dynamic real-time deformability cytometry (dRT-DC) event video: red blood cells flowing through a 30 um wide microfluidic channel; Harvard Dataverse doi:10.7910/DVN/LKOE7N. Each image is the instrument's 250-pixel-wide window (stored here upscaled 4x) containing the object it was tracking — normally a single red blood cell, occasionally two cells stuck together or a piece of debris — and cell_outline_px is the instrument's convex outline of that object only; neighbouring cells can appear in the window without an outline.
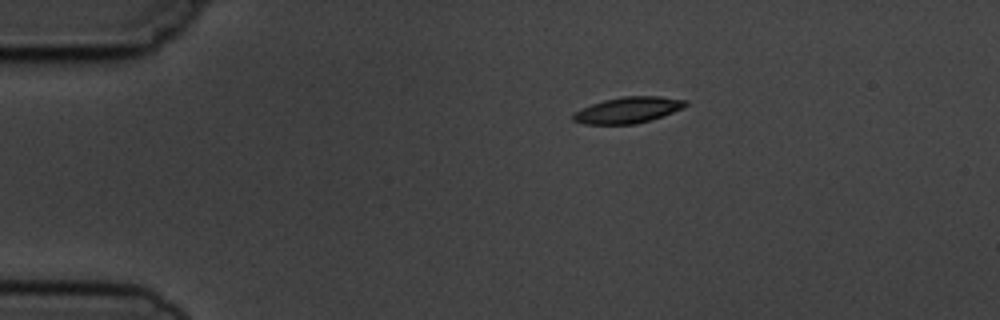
{"species": "common noctule bat (a hibernating species)", "species_latin": "Nyctalus noctula", "temperature_condition": "cold", "stored_images_in_passage": 3, "camera_frame_rate_fps": 3000, "um_per_image_px": 0.085, "animal": {"sex": "male", "body_mass_g": 19.5, "forearm_length_mm": 54.6}, "frame": {"image": 1, "passage_image": 1, "time_ms": 0.0, "image_size_px": [1000, 320], "cell_outline_px": [[688, 104], [684, 108], [652, 120], [636, 124], [584, 124], [572, 120], [572, 112], [592, 104], [604, 100], [624, 96], [660, 96], [688, 100]], "centroid_in_image_um": [53.4, 9.35], "position_along_channel_um": 31.6, "area_um2": 17.28}}
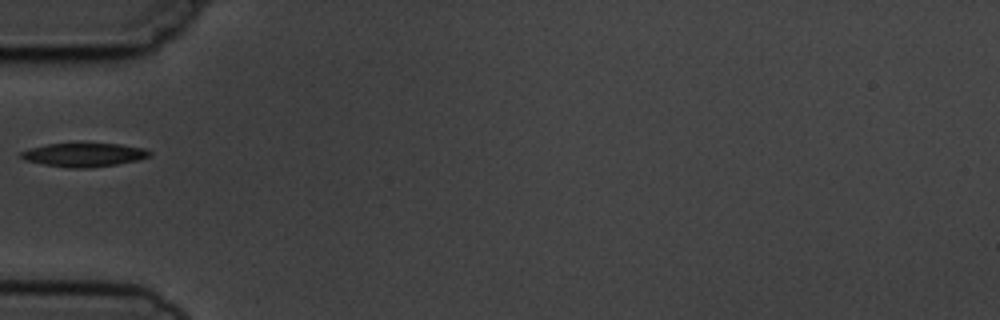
{"frame": {"image": 2, "passage_image": 3, "time_ms": 2.667, "image_size_px": [1000, 320], "cell_outline_px": [[152, 156], [136, 160], [116, 164], [88, 168], [68, 168], [44, 164], [24, 160], [20, 156], [20, 152], [32, 148], [48, 144], [120, 144], [144, 148], [152, 152]], "centroid_in_image_um": [7.16, 13.16], "position_along_channel_um": 77.8, "area_um2": 17.51}}